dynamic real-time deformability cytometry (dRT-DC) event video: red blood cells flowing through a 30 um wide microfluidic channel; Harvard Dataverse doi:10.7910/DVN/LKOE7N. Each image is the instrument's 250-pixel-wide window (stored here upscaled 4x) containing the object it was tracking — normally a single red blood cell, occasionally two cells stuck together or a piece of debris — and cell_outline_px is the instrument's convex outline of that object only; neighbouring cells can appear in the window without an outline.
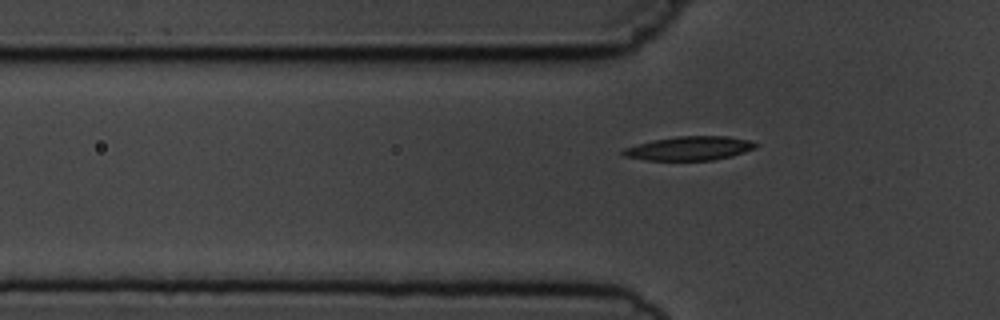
{"species": "common noctule bat (a hibernating species)", "species_latin": "Nyctalus noctula", "temperature_condition": "cold", "stored_images_in_passage": 7, "camera_frame_rate_fps": 3000, "um_per_image_px": 0.085, "animal": {"sex": "male", "body_mass_g": 19.5, "forearm_length_mm": 54.6}, "frame": {"image": 1, "passage_image": 7, "time_ms": 7.667, "image_size_px": [1000, 320], "cell_outline_px": [[760, 144], [756, 148], [732, 156], [712, 160], [648, 160], [624, 156], [620, 152], [624, 148], [652, 140], [676, 136], [728, 136], [748, 140]], "centroid_in_image_um": [58.62, 12.6], "position_along_channel_um": 67.2, "area_um2": 18.5}}